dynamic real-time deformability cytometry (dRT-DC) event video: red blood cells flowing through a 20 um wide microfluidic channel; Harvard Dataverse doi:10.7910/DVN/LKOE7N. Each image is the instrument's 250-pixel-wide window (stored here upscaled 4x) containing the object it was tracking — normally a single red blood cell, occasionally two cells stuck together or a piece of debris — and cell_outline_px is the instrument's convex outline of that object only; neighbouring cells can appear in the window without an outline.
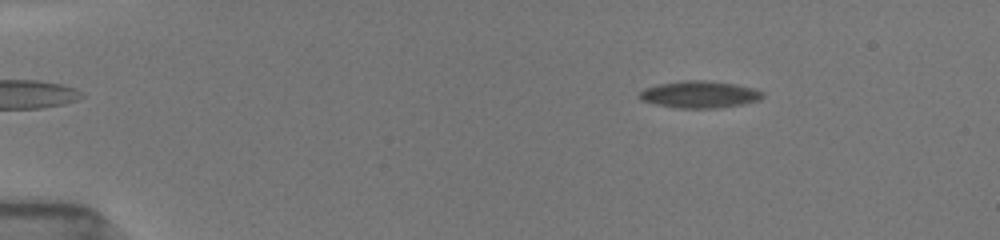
{"species": "common noctule bat (a hibernating species)", "species_latin": "Nyctalus noctula", "temperature_condition": "room temperature", "stored_images_in_passage": 9, "camera_frame_rate_fps": 3000, "um_per_image_px": 0.085, "animal": {"sex": "female", "body_mass_g": 19.5, "forearm_length_mm": 54.1}, "frame": {"image": 1, "passage_image": 3, "time_ms": 1.667, "image_size_px": [1000, 240], "cell_outline_px": [[764, 96], [760, 100], [740, 104], [716, 108], [676, 108], [656, 104], [640, 100], [640, 92], [644, 88], [660, 84], [684, 80], [704, 80], [736, 84], [752, 88], [764, 92]], "centroid_in_image_um": [59.47, 8.03], "position_along_channel_um": 25.5, "area_um2": 19.25}}
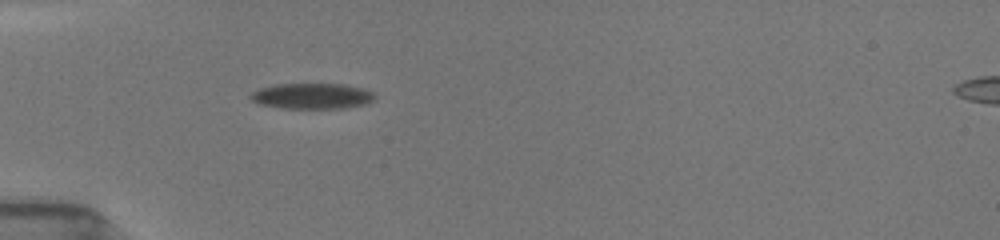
{"frame": {"image": 2, "passage_image": 9, "time_ms": 4.667, "image_size_px": [1000, 240], "cell_outline_px": [[376, 96], [368, 104], [344, 108], [284, 108], [260, 104], [252, 100], [248, 96], [252, 92], [260, 88], [276, 84], [344, 84], [360, 88], [372, 92]], "centroid_in_image_um": [26.52, 8.16], "position_along_channel_um": 58.5, "area_um2": 18.5}}